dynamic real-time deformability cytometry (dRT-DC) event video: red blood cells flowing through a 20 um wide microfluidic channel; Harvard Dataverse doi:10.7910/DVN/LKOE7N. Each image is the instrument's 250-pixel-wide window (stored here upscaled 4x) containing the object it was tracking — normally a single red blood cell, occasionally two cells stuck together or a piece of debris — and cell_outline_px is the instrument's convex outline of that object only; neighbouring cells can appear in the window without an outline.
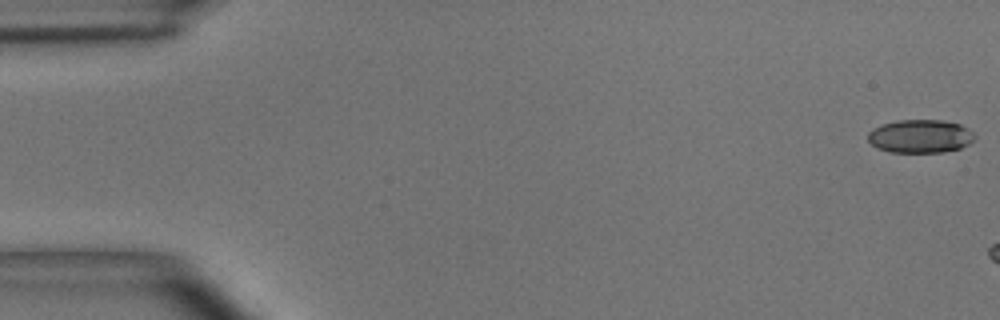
{"species": "common noctule bat (a hibernating species)", "species_latin": "Nyctalus noctula", "temperature_condition": "room temperature", "stored_images_in_passage": 6, "camera_frame_rate_fps": 3000, "um_per_image_px": 0.085, "animal": {"sex": "male", "body_mass_g": 15.6}, "frame": {"image": 1, "passage_image": 1, "time_ms": 0.0, "image_size_px": [1000, 320], "cell_outline_px": [[976, 136], [968, 144], [960, 148], [944, 152], [888, 152], [872, 144], [868, 140], [868, 132], [872, 128], [880, 124], [900, 120], [944, 120], [960, 124], [968, 128]], "centroid_in_image_um": [78.22, 11.57], "position_along_channel_um": 6.8, "area_um2": 20.75}}